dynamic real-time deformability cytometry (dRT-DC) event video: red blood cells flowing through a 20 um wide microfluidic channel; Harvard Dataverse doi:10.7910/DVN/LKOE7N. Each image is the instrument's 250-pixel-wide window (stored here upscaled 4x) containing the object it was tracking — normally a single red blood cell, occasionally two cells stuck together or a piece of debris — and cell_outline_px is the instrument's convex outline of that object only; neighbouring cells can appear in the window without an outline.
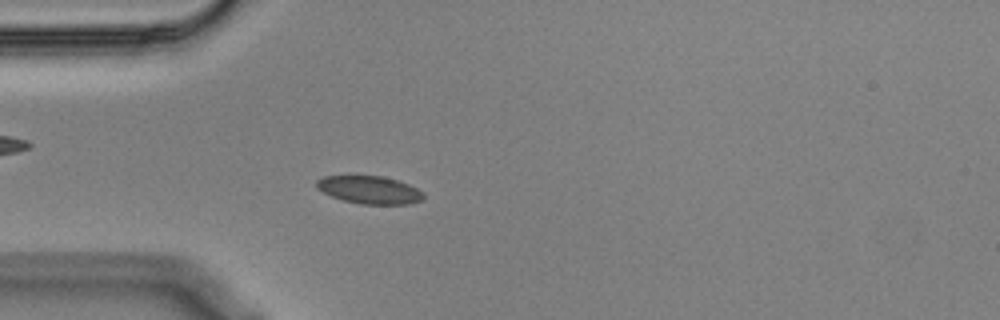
{"species": "Egyptian fruit bat (a non-hibernating species)", "species_latin": "Rousettus aegyptiacus", "temperature_condition": "cold", "stored_images_in_passage": 56, "camera_frame_rate_fps": 3000, "um_per_image_px": 0.085, "animal": {"sex": "male"}, "frame": {"image": 1, "passage_image": 15, "time_ms": 4.667, "image_size_px": [1000, 320], "cell_outline_px": [[424, 200], [412, 204], [360, 204], [344, 200], [332, 196], [316, 188], [316, 180], [324, 176], [384, 176], [408, 184], [424, 192]], "centroid_in_image_um": [31.44, 16.14], "position_along_channel_um": 53.6, "area_um2": 17.34}}
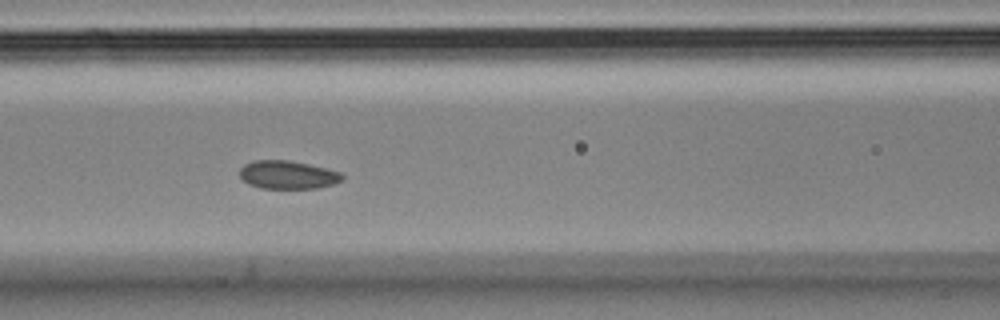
{"frame": {"image": 2, "passage_image": 23, "time_ms": 7.333, "image_size_px": [1000, 320], "cell_outline_px": [[344, 180], [320, 188], [260, 188], [248, 184], [240, 176], [240, 168], [244, 164], [252, 160], [288, 160], [308, 164], [340, 172], [344, 176]], "centroid_in_image_um": [24.45, 14.86], "position_along_channel_um": 142.2, "area_um2": 16.88}}
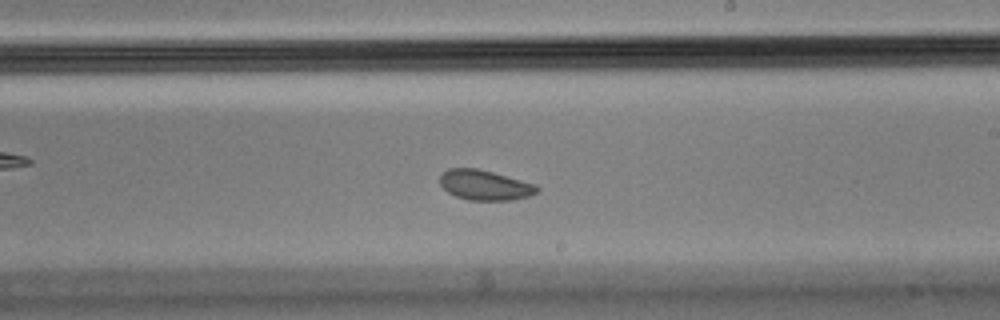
{"frame": {"image": 3, "passage_image": 32, "time_ms": 10.333, "image_size_px": [1000, 320], "cell_outline_px": [[540, 192], [528, 196], [512, 200], [468, 200], [456, 196], [448, 192], [440, 184], [440, 176], [448, 168], [476, 168], [492, 172], [536, 184], [540, 188]], "centroid_in_image_um": [41.23, 15.74], "position_along_channel_um": 247.8, "area_um2": 16.99}, "authors_computed_cell_mechanics": {"area_um2": 17.4845, "velocity_mm_per_s": 3.5338, "shape_relaxation_time_tau1_ms": 4.1527, "shape_relaxation_time_tau2_ms": 1.8038, "deformation_change_tau1": 0.0819, "deformation_change_tau2": 0.0592}}